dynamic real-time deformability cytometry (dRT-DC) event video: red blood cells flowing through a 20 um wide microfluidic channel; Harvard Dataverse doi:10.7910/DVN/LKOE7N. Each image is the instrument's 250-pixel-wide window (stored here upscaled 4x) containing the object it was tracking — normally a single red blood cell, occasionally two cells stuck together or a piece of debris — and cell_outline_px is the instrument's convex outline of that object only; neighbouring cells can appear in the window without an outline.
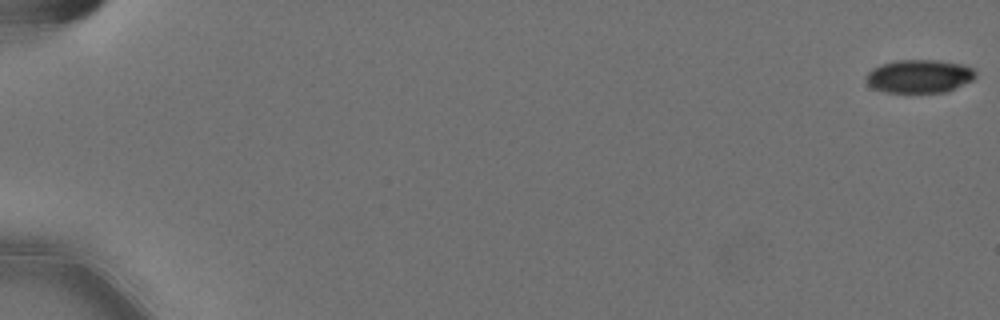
{"species": "Egyptian fruit bat (a non-hibernating species)", "species_latin": "Rousettus aegyptiacus", "temperature_condition": "cold", "stored_images_in_passage": 58, "camera_frame_rate_fps": 3000, "um_per_image_px": 0.085, "animal": {"sex": "female"}, "frame": {"image": 1, "passage_image": 1, "time_ms": 0.0, "image_size_px": [1000, 320], "cell_outline_px": [[976, 76], [972, 80], [948, 92], [884, 92], [872, 88], [864, 80], [864, 76], [872, 68], [880, 64], [896, 60], [936, 60], [964, 64], [972, 68], [976, 72]], "centroid_in_image_um": [78.11, 6.48], "position_along_channel_um": 6.9, "area_um2": 21.5}}
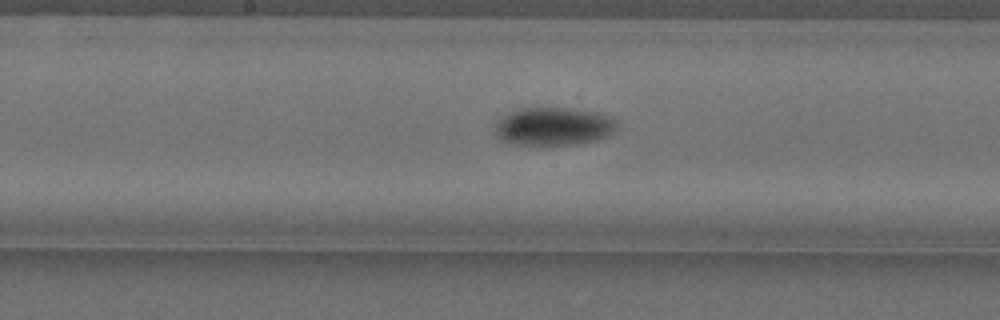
{"frame": {"image": 2, "passage_image": 32, "time_ms": 10.333, "image_size_px": [1000, 320], "cell_outline_px": [[620, 124], [608, 136], [576, 144], [516, 144], [500, 140], [496, 136], [496, 120], [520, 108], [576, 108], [616, 116], [620, 120]], "centroid_in_image_um": [47.13, 10.72], "position_along_channel_um": 201.1, "area_um2": 27.22}}
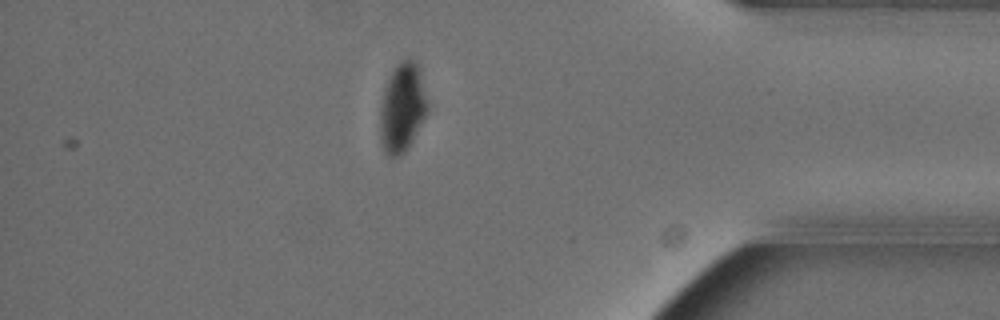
{"frame": {"image": 3, "passage_image": 51, "time_ms": 16.667, "image_size_px": [1000, 320], "cell_outline_px": [[428, 112], [412, 140], [404, 152], [400, 156], [388, 156], [384, 152], [380, 140], [380, 104], [388, 80], [396, 64], [400, 60], [412, 60], [420, 68], [428, 100]], "centroid_in_image_um": [34.2, 9.16], "position_along_channel_um": 401.0, "area_um2": 24.62}, "authors_computed_cell_mechanics": {"area_um2": 24.854, "velocity_mm_per_s": 3.5942, "shape_relaxation_time_tau1_ms": 3.8245, "shape_relaxation_time_tau2_ms": null, "deformation_change_tau1": 0.1077, "deformation_change_tau2": null}}